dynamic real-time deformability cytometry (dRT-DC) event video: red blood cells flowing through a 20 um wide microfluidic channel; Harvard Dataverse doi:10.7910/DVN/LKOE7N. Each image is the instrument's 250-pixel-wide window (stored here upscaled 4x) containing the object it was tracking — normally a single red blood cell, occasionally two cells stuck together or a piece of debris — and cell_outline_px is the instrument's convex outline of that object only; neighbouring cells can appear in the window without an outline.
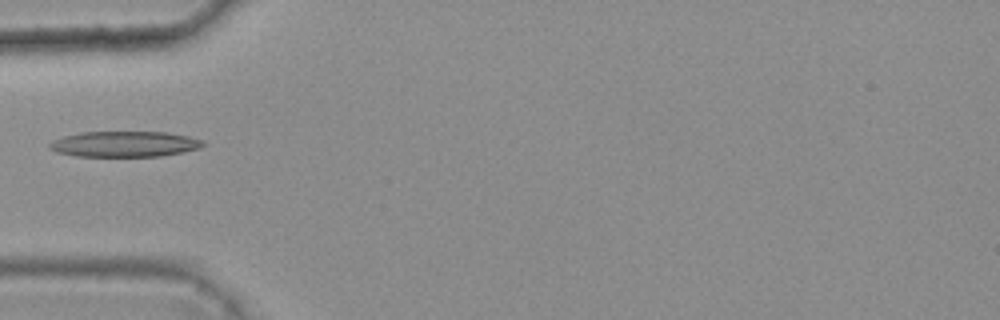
{"species": "common noctule bat (a hibernating species)", "species_latin": "Nyctalus noctula", "temperature_condition": "warm", "stored_images_in_passage": 5, "camera_frame_rate_fps": 3000, "um_per_image_px": 0.085, "animal": {"sex": "female", "body_mass_g": 25.1}, "frame": {"image": 1, "passage_image": 4, "time_ms": 1.0, "image_size_px": [1000, 320], "cell_outline_px": [[208, 144], [200, 148], [184, 152], [160, 156], [76, 156], [56, 152], [48, 148], [48, 144], [52, 140], [64, 136], [80, 132], [168, 132], [188, 136], [204, 140]], "centroid_in_image_um": [10.61, 12.24], "position_along_channel_um": 74.4, "area_um2": 23.18}}
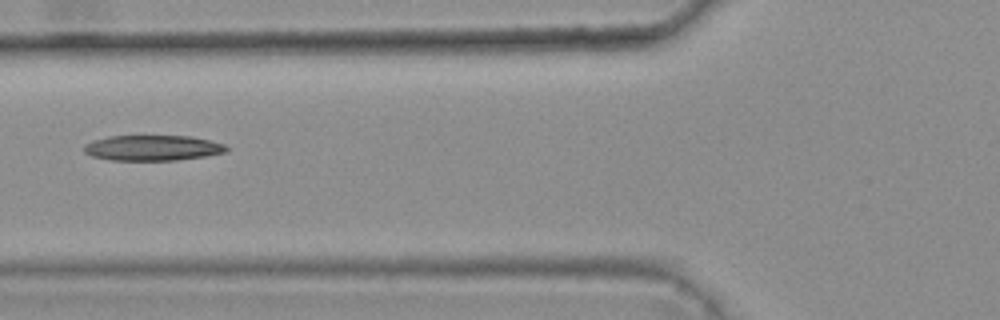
{"frame": {"image": 2, "passage_image": 5, "time_ms": 1.333, "image_size_px": [1000, 320], "cell_outline_px": [[228, 148], [224, 152], [204, 156], [176, 160], [112, 160], [92, 156], [84, 152], [84, 144], [92, 140], [108, 136], [192, 136], [224, 144]], "centroid_in_image_um": [12.92, 12.56], "position_along_channel_um": 112.9, "area_um2": 20.98}}